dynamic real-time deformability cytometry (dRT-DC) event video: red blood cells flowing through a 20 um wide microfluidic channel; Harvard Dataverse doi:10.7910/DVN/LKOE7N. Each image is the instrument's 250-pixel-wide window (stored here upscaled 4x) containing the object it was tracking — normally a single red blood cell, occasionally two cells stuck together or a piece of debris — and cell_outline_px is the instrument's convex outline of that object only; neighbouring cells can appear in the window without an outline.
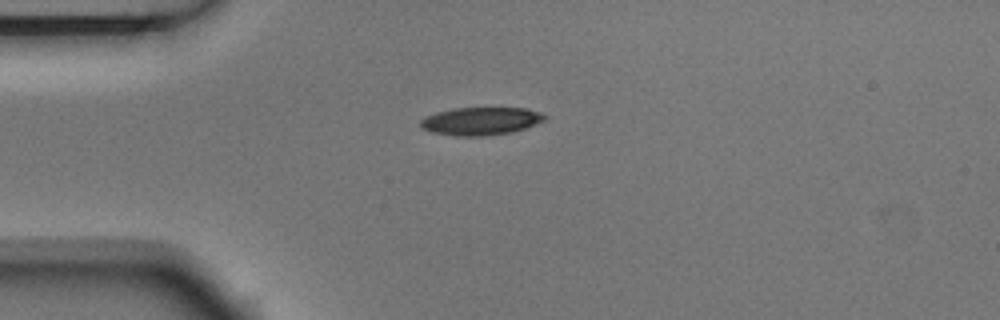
{"species": "Egyptian fruit bat (a non-hibernating species)", "species_latin": "Rousettus aegyptiacus", "temperature_condition": "room temperature", "stored_images_in_passage": 3, "camera_frame_rate_fps": 3000, "um_per_image_px": 0.085, "animal": {"sex": "male"}, "frame": {"image": 1, "passage_image": 3, "time_ms": 0.667, "image_size_px": [1000, 320], "cell_outline_px": [[548, 116], [544, 120], [536, 124], [512, 132], [484, 136], [456, 136], [432, 132], [424, 128], [420, 124], [420, 120], [424, 116], [436, 112], [452, 108], [528, 108], [540, 112]], "centroid_in_image_um": [40.87, 10.28], "position_along_channel_um": 44.1, "area_um2": 20.23}}